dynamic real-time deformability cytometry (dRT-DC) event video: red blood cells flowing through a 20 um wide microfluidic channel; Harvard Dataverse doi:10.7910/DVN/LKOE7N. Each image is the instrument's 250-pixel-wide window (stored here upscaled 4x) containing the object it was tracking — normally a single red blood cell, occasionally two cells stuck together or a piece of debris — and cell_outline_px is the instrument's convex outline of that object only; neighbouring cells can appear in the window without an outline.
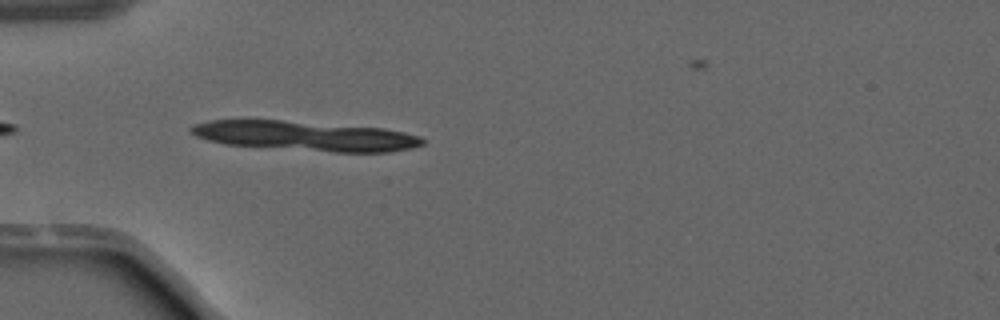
{"species": "common noctule bat (a hibernating species)", "species_latin": "Nyctalus noctula", "temperature_condition": "warm", "stored_images_in_passage": 5, "camera_frame_rate_fps": 3000, "um_per_image_px": 0.085, "animal": {"sex": "male", "forearm_length_mm": 52.5}, "frame": {"image": 1, "passage_image": 2, "time_ms": 0.333, "image_size_px": [1000, 320], "cell_outline_px": [[424, 144], [412, 148], [388, 152], [336, 152], [224, 144], [208, 140], [196, 136], [188, 128], [192, 124], [208, 120], [280, 120], [384, 128], [404, 132], [420, 136], [424, 140]], "centroid_in_image_um": [25.95, 11.55], "position_along_channel_um": 59.1, "area_um2": 39.94}}